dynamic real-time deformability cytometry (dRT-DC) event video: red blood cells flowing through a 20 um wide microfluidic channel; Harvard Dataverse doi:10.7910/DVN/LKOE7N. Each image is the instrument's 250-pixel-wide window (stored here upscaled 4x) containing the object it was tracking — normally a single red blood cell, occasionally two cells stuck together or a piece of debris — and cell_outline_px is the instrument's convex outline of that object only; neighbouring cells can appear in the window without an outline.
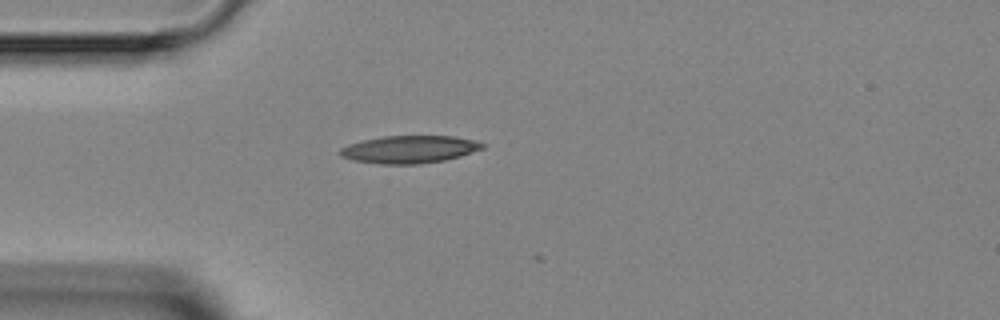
{"species": "Egyptian fruit bat (a non-hibernating species)", "species_latin": "Rousettus aegyptiacus", "temperature_condition": "room temperature", "stored_images_in_passage": 1, "camera_frame_rate_fps": 3000, "um_per_image_px": 0.085, "animal": {"sex": "female"}, "frame": {"image": 1, "passage_image": 1, "time_ms": 0.0, "image_size_px": [1000, 320], "cell_outline_px": [[484, 148], [460, 156], [444, 160], [420, 164], [380, 164], [352, 160], [340, 156], [340, 148], [348, 144], [364, 140], [384, 136], [452, 136], [476, 140], [484, 144]], "centroid_in_image_um": [34.79, 12.7], "position_along_channel_um": 50.2, "area_um2": 22.83}}